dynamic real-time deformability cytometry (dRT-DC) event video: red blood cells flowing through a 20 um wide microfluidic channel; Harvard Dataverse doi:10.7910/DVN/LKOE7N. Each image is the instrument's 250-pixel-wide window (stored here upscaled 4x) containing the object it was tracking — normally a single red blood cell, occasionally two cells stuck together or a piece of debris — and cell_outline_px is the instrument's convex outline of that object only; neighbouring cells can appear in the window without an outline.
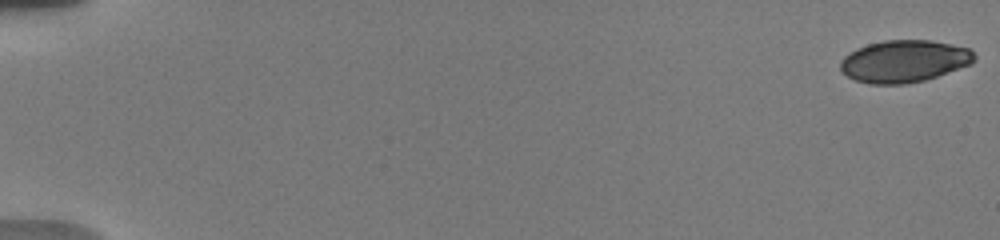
{"species": "human", "species_latin": "Homo sapiens", "temperature_condition": "warm", "stored_images_in_passage": 30, "camera_frame_rate_fps": 3000, "um_per_image_px": 0.085, "donor": {"sex": "male"}, "frame": {"image": 1, "passage_image": 1, "time_ms": 0.0, "image_size_px": [1000, 240], "cell_outline_px": [[976, 60], [972, 64], [924, 80], [904, 84], [872, 84], [856, 80], [848, 76], [840, 68], [840, 60], [848, 52], [856, 48], [868, 44], [884, 40], [932, 40], [952, 44], [968, 48], [976, 56]], "centroid_in_image_um": [76.85, 5.19], "position_along_channel_um": 8.1, "area_um2": 32.95}}
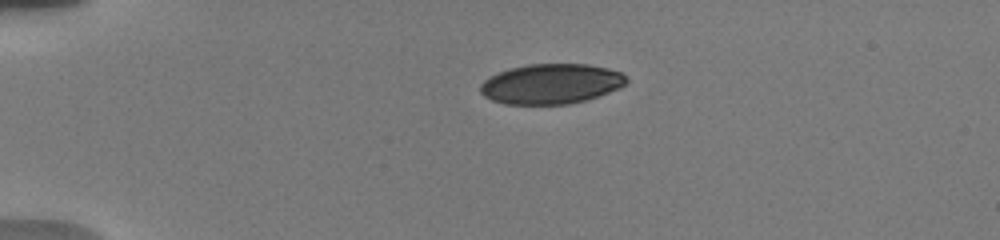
{"frame": {"image": 2, "passage_image": 20, "time_ms": 4.333, "image_size_px": [1000, 240], "cell_outline_px": [[628, 80], [620, 88], [588, 100], [568, 104], [504, 104], [492, 100], [484, 96], [480, 92], [480, 84], [488, 76], [512, 68], [528, 64], [588, 64], [608, 68], [620, 72]], "centroid_in_image_um": [46.84, 7.13], "position_along_channel_um": 38.2, "area_um2": 34.16}}